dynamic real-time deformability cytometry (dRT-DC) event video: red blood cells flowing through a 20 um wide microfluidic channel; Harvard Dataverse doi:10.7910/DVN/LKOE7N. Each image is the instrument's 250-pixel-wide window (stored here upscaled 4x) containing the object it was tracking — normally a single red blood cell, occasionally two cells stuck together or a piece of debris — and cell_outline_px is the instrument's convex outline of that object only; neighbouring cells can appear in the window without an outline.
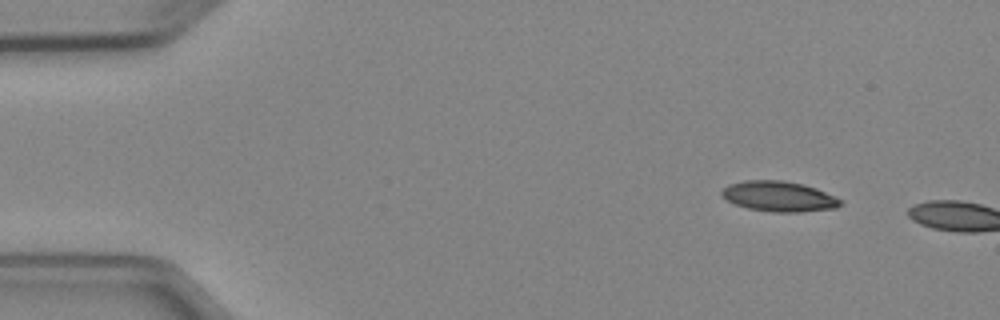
{"species": "Egyptian fruit bat (a non-hibernating species)", "species_latin": "Rousettus aegyptiacus", "temperature_condition": "cold", "stored_images_in_passage": 2, "camera_frame_rate_fps": 3000, "um_per_image_px": 0.085, "animal": {"sex": "female"}, "frame": {"image": 1, "passage_image": 1, "time_ms": 0.0, "image_size_px": [1000, 320], "cell_outline_px": [[844, 204], [836, 208], [800, 212], [772, 212], [748, 208], [736, 204], [720, 196], [720, 192], [728, 184], [744, 180], [784, 180], [804, 184], [816, 188], [844, 200]], "centroid_in_image_um": [66.24, 16.69], "position_along_channel_um": 18.8, "area_um2": 21.21}}